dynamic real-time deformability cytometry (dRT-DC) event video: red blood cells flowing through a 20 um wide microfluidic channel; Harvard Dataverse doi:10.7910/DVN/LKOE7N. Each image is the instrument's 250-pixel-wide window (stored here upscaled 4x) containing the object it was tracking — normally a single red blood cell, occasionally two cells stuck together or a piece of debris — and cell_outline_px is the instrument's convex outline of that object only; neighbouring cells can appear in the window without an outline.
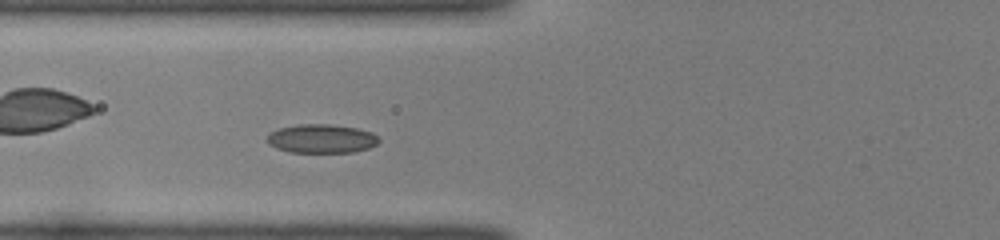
{"species": "common noctule bat (a hibernating species)", "species_latin": "Nyctalus noctula", "temperature_condition": "room temperature", "stored_images_in_passage": 37, "camera_frame_rate_fps": 3000, "um_per_image_px": 0.085, "animal": {"sex": "female", "body_mass_g": 22.0, "forearm_length_mm": 56.7}, "frame": {"image": 1, "passage_image": 7, "time_ms": 2.0, "image_size_px": [1000, 240], "cell_outline_px": [[380, 140], [376, 144], [368, 148], [352, 152], [288, 152], [276, 148], [268, 144], [264, 140], [264, 136], [276, 128], [296, 124], [332, 124], [356, 128], [372, 132]], "centroid_in_image_um": [27.23, 11.77], "position_along_channel_um": 98.6, "area_um2": 19.07}}
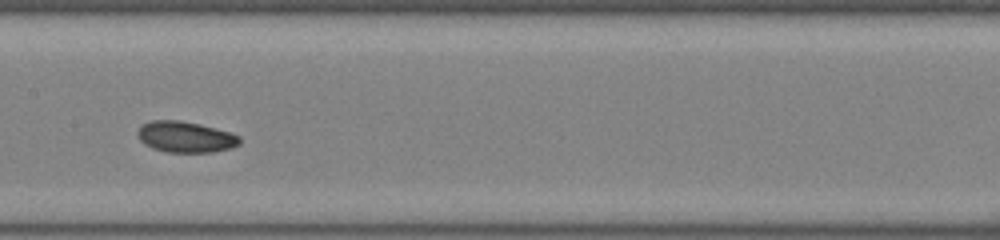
{"frame": {"image": 2, "passage_image": 14, "time_ms": 4.333, "image_size_px": [1000, 240], "cell_outline_px": [[240, 144], [232, 148], [212, 152], [164, 152], [152, 148], [144, 144], [136, 136], [136, 132], [140, 124], [152, 120], [180, 120], [200, 124], [228, 132], [240, 136]], "centroid_in_image_um": [15.71, 11.64], "position_along_channel_um": 191.7, "area_um2": 18.67}}
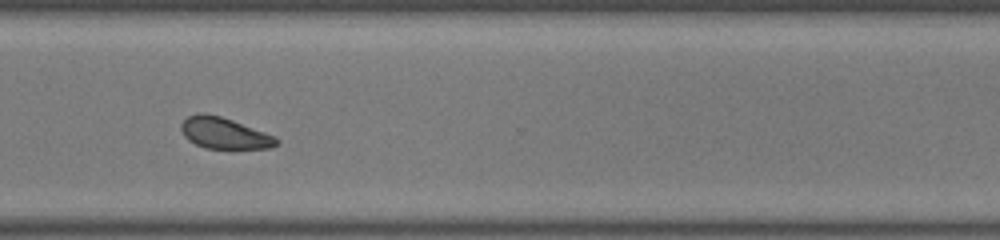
{"frame": {"image": 3, "passage_image": 26, "time_ms": 8.333, "image_size_px": [1000, 240], "cell_outline_px": [[280, 144], [268, 148], [204, 148], [188, 140], [184, 136], [180, 128], [180, 124], [188, 116], [200, 112], [204, 112], [220, 116], [232, 120], [276, 136], [280, 140]], "centroid_in_image_um": [19.06, 11.31], "position_along_channel_um": 351.5, "area_um2": 17.4}, "authors_computed_cell_mechanics": {"area_um2": 18.0336, "velocity_mm_per_s": 3.9878, "shape_relaxation_time_tau1_ms": 4.9207, "shape_relaxation_time_tau2_ms": null, "deformation_change_tau1": 0.1112, "deformation_change_tau2": null}}